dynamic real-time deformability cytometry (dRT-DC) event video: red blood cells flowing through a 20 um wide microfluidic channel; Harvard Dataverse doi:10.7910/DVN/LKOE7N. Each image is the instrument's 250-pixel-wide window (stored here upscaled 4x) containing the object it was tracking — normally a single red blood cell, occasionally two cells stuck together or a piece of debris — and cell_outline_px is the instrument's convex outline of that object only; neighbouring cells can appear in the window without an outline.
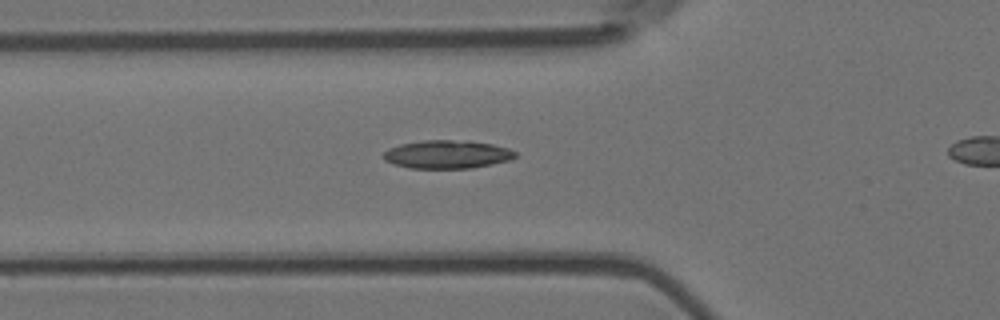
{"species": "Egyptian fruit bat (a non-hibernating species)", "species_latin": "Rousettus aegyptiacus", "temperature_condition": "room temperature", "stored_images_in_passage": 37, "camera_frame_rate_fps": 3000, "um_per_image_px": 0.085, "animal": {"sex": "female"}, "frame": {"image": 1, "passage_image": 11, "time_ms": 3.333, "image_size_px": [1000, 320], "cell_outline_px": [[516, 156], [508, 160], [492, 164], [472, 168], [408, 168], [392, 164], [384, 160], [384, 152], [388, 148], [400, 144], [424, 140], [468, 140], [492, 144], [508, 148], [516, 152]], "centroid_in_image_um": [37.98, 13.12], "position_along_channel_um": 87.8, "area_um2": 21.79}}
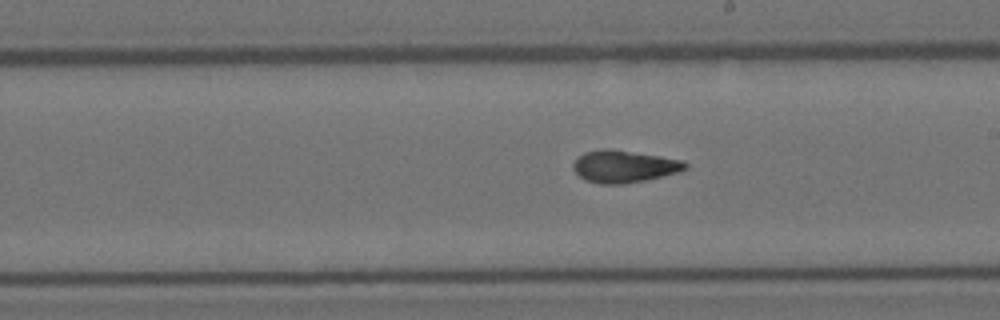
{"frame": {"image": 2, "passage_image": 23, "time_ms": 7.333, "image_size_px": [1000, 320], "cell_outline_px": [[688, 168], [676, 172], [644, 180], [624, 184], [600, 184], [584, 180], [572, 168], [572, 164], [584, 152], [604, 148], [608, 148], [660, 156], [680, 160], [688, 164]], "centroid_in_image_um": [53.0, 14.14], "position_along_channel_um": 236.0, "area_um2": 20.81}}
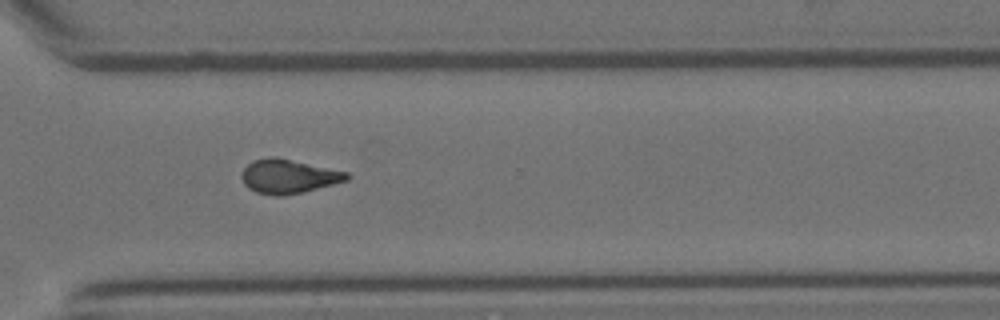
{"frame": {"image": 3, "passage_image": 32, "time_ms": 10.333, "image_size_px": [1000, 320], "cell_outline_px": [[352, 176], [348, 180], [304, 192], [284, 196], [272, 196], [256, 192], [248, 188], [244, 184], [240, 176], [244, 168], [252, 160], [272, 156], [276, 156], [348, 172]], "centroid_in_image_um": [24.51, 14.99], "position_along_channel_um": 346.1, "area_um2": 21.15}}